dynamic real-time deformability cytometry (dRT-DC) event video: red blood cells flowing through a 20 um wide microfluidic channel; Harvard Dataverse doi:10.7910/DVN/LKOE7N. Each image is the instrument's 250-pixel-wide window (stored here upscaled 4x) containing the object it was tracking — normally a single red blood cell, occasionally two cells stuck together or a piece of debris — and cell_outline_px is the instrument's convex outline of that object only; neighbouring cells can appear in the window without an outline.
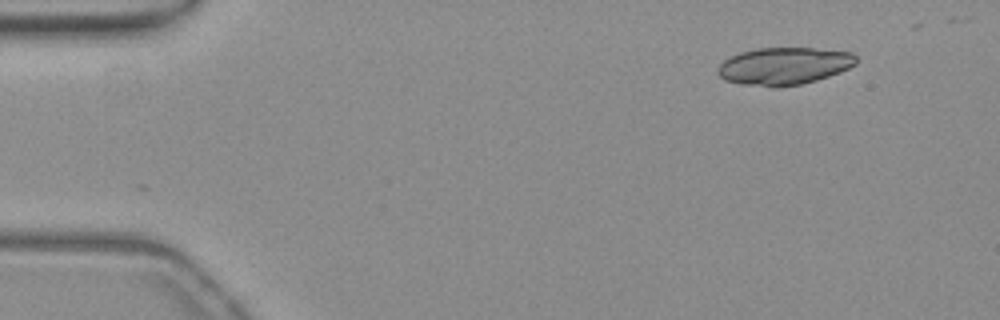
{"species": "common noctule bat (a hibernating species)", "species_latin": "Nyctalus noctula", "temperature_condition": "warm", "stored_images_in_passage": 39, "segment_of_instrument_passage": [1, 2], "camera_frame_rate_fps": 3000, "um_per_image_px": 0.085, "animal": {"sex": "female", "body_mass_g": 19.3, "forearm_length_mm": 54.1}, "frame": {"image": 1, "passage_image": 1, "time_ms": 0.0, "image_size_px": [1000, 320], "cell_outline_px": [[856, 64], [840, 72], [816, 80], [800, 84], [776, 88], [772, 88], [740, 84], [724, 80], [716, 72], [716, 68], [724, 60], [740, 52], [756, 48], [812, 48], [852, 52], [856, 56]], "centroid_in_image_um": [66.61, 5.62], "position_along_channel_um": 18.4, "area_um2": 30.35}}